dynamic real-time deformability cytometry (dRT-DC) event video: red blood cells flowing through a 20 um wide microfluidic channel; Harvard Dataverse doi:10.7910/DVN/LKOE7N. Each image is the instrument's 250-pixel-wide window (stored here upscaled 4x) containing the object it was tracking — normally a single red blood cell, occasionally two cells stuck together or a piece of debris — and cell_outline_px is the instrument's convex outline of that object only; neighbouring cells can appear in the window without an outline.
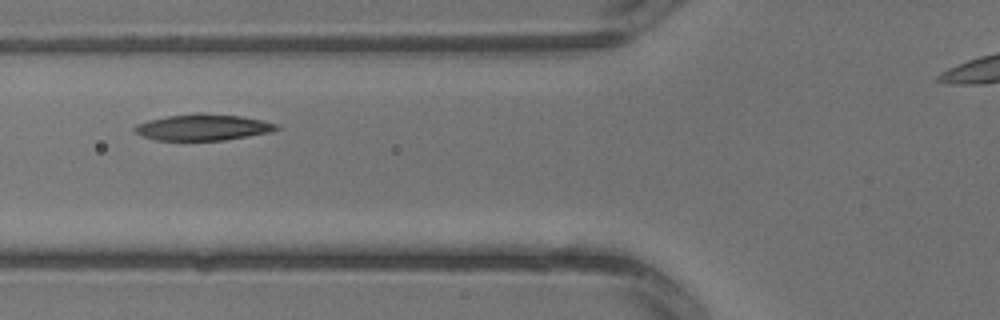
{"species": "common noctule bat (a hibernating species)", "species_latin": "Nyctalus noctula", "temperature_condition": "warm", "stored_images_in_passage": 3, "camera_frame_rate_fps": 3000, "um_per_image_px": 0.085, "animal": {"sex": "male", "body_mass_g": 13.3}, "frame": {"image": 1, "passage_image": 3, "time_ms": 0.667, "image_size_px": [1000, 320], "cell_outline_px": [[280, 128], [272, 132], [224, 140], [156, 140], [144, 136], [136, 132], [132, 128], [136, 124], [148, 120], [168, 116], [196, 112], [200, 112], [240, 116], [260, 120], [276, 124]], "centroid_in_image_um": [17.24, 10.81], "position_along_channel_um": 108.6, "area_um2": 21.62}}